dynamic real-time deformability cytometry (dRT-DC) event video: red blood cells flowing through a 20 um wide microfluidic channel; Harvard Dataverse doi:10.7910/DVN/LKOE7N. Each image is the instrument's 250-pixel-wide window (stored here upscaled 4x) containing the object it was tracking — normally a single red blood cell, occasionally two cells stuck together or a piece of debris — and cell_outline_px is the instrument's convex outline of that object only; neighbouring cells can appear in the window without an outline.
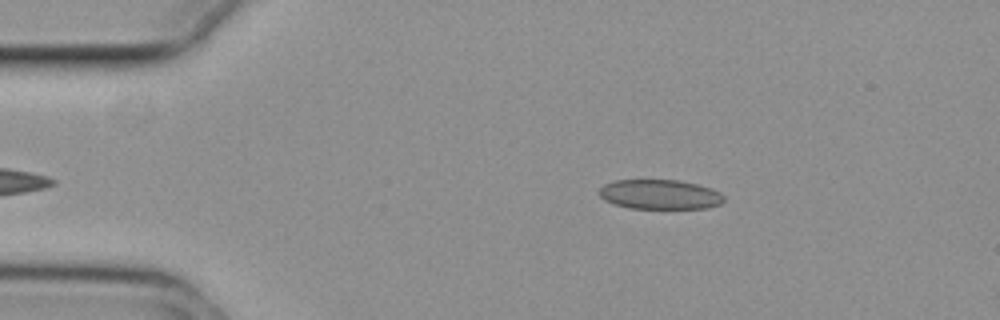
{"species": "common noctule bat (a hibernating species)", "species_latin": "Nyctalus noctula", "temperature_condition": "cold", "stored_images_in_passage": 41, "camera_frame_rate_fps": 3000, "um_per_image_px": 0.085, "animal": {"sex": "female", "body_mass_g": 29.2, "forearm_length_mm": 56.3}, "frame": {"image": 1, "passage_image": 4, "time_ms": 1.0, "image_size_px": [1000, 320], "cell_outline_px": [[724, 200], [720, 204], [708, 208], [628, 208], [604, 200], [600, 196], [600, 188], [604, 184], [616, 180], [680, 180], [712, 188], [720, 192], [724, 196]], "centroid_in_image_um": [56.11, 16.52], "position_along_channel_um": 28.9, "area_um2": 21.5}}
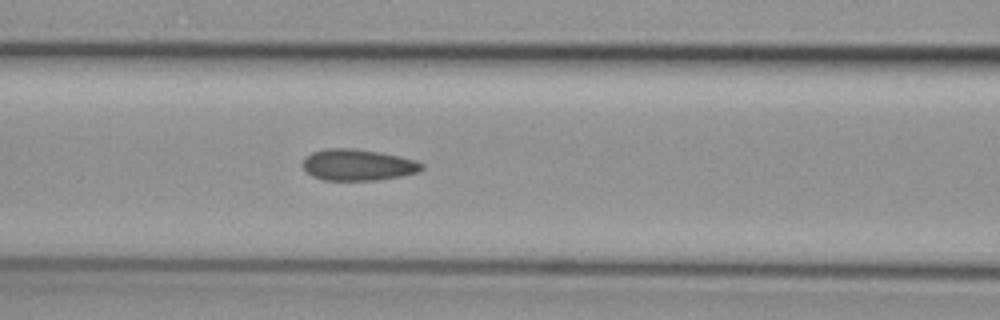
{"frame": {"image": 2, "passage_image": 17, "time_ms": 5.333, "image_size_px": [1000, 320], "cell_outline_px": [[424, 168], [416, 172], [400, 176], [376, 180], [324, 180], [312, 176], [300, 164], [312, 152], [328, 148], [356, 148], [380, 152], [400, 156], [416, 160], [424, 164]], "centroid_in_image_um": [30.42, 14.01], "position_along_channel_um": 136.2, "area_um2": 21.73}}
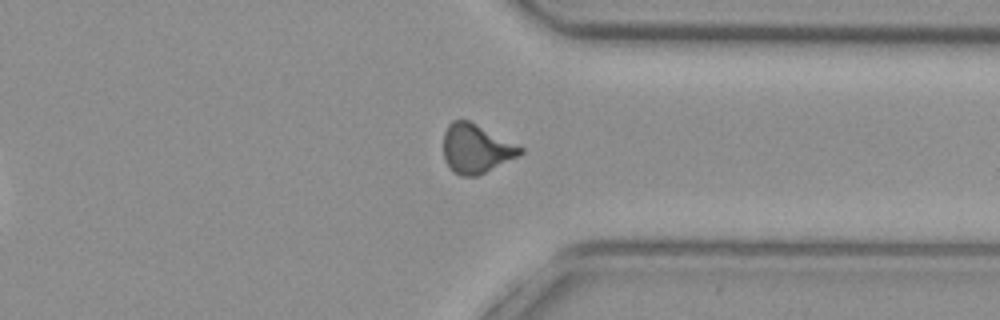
{"frame": {"image": 3, "passage_image": 36, "time_ms": 11.667, "image_size_px": [1000, 320], "cell_outline_px": [[524, 152], [476, 176], [460, 176], [452, 172], [444, 160], [444, 132], [448, 124], [452, 120], [468, 120], [524, 148]], "centroid_in_image_um": [40.41, 12.63], "position_along_channel_um": 371.0, "area_um2": 21.56}, "authors_computed_cell_mechanics": {"area_um2": 21.7328, "velocity_mm_per_s": 3.7487, "shape_relaxation_time_tau1_ms": null, "shape_relaxation_time_tau2_ms": 2.1645, "deformation_change_tau1": null, "deformation_change_tau2": 0.0836}}